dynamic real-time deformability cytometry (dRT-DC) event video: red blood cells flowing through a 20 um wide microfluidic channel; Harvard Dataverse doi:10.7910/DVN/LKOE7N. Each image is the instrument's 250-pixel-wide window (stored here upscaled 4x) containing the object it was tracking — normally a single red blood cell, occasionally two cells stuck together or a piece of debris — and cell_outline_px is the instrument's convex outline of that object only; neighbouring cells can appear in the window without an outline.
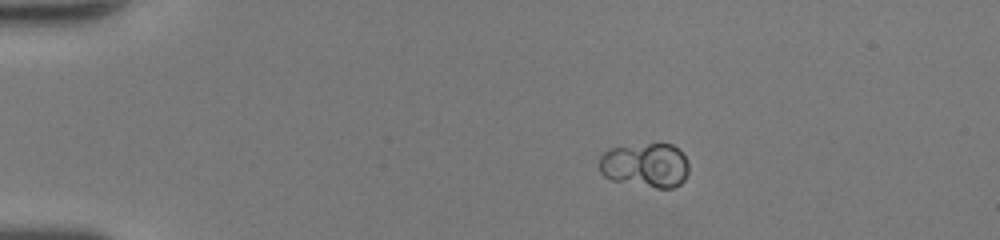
{"species": "human", "species_latin": "Homo sapiens", "temperature_condition": "room temperature", "stored_images_in_passage": 40, "camera_frame_rate_fps": 3000, "um_per_image_px": 0.085, "donor": {"sex": "female"}, "frame": {"image": 1, "passage_image": 1, "time_ms": 0.0, "image_size_px": [1000, 240], "cell_outline_px": [[688, 172], [684, 180], [680, 184], [672, 188], [656, 188], [612, 180], [604, 176], [600, 172], [600, 156], [608, 148], [648, 144], [672, 144], [684, 156], [688, 164]], "centroid_in_image_um": [54.85, 14.05], "position_along_channel_um": 30.2, "area_um2": 23.06}}
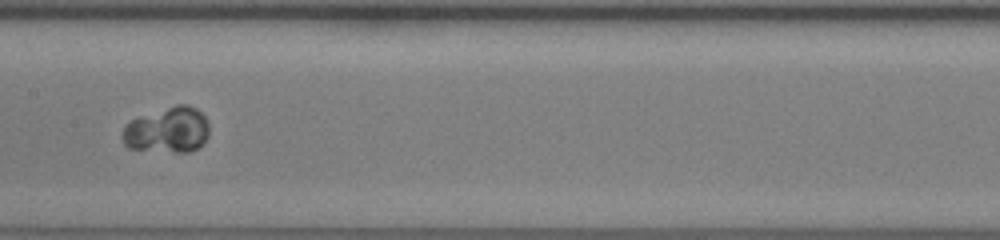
{"frame": {"image": 2, "passage_image": 18, "time_ms": 5.667, "image_size_px": [1000, 240], "cell_outline_px": [[208, 136], [204, 144], [188, 152], [176, 152], [128, 148], [124, 144], [120, 136], [124, 128], [132, 120], [176, 104], [188, 104], [196, 108], [204, 116], [208, 124]], "centroid_in_image_um": [14.25, 11.06], "position_along_channel_um": 193.1, "area_um2": 22.95}}
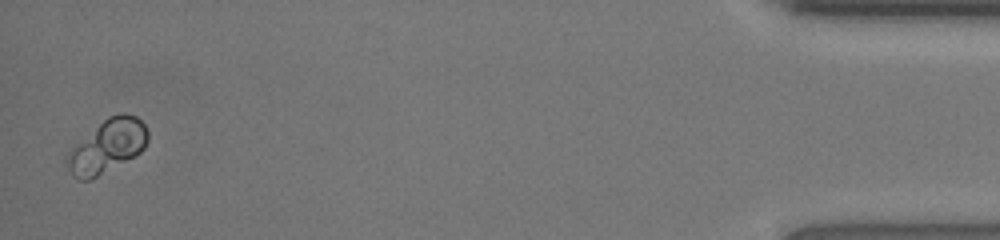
{"frame": {"image": 3, "passage_image": 40, "time_ms": 13.0, "image_size_px": [1000, 240], "cell_outline_px": [[148, 140], [144, 148], [140, 152], [96, 176], [88, 180], [80, 180], [72, 176], [64, 164], [64, 160], [72, 148], [108, 116], [136, 116], [144, 124], [148, 132]], "centroid_in_image_um": [9.08, 12.46], "position_along_channel_um": 426.1, "area_um2": 24.1}}